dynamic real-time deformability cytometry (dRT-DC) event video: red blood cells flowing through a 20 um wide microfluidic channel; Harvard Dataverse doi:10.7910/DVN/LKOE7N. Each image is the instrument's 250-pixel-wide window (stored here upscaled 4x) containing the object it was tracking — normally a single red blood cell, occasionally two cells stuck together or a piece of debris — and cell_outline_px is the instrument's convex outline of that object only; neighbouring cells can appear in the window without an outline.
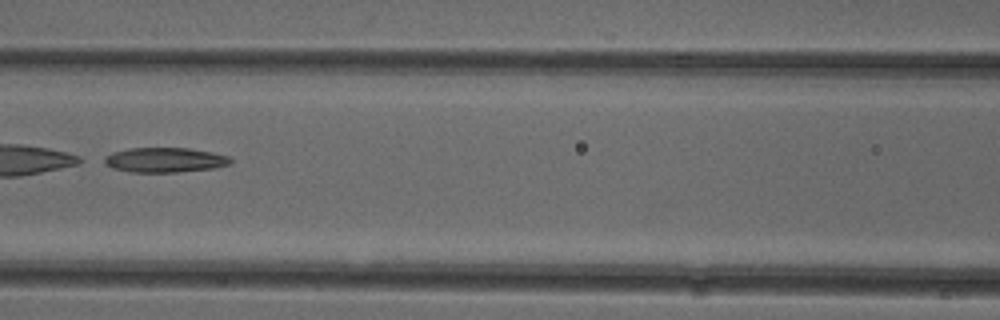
{"species": "common noctule bat (a hibernating species)", "species_latin": "Nyctalus noctula", "temperature_condition": "cold", "stored_images_in_passage": 50, "camera_frame_rate_fps": 3000, "um_per_image_px": 0.085, "animal": {"sex": "female"}, "frame": {"image": 1, "passage_image": 22, "time_ms": 7.0, "image_size_px": [1000, 320], "cell_outline_px": [[232, 164], [216, 168], [176, 172], [132, 172], [112, 168], [96, 160], [112, 152], [132, 148], [188, 148], [212, 152], [228, 156], [232, 160]], "centroid_in_image_um": [13.95, 13.6], "position_along_channel_um": 152.6, "area_um2": 18.55}}